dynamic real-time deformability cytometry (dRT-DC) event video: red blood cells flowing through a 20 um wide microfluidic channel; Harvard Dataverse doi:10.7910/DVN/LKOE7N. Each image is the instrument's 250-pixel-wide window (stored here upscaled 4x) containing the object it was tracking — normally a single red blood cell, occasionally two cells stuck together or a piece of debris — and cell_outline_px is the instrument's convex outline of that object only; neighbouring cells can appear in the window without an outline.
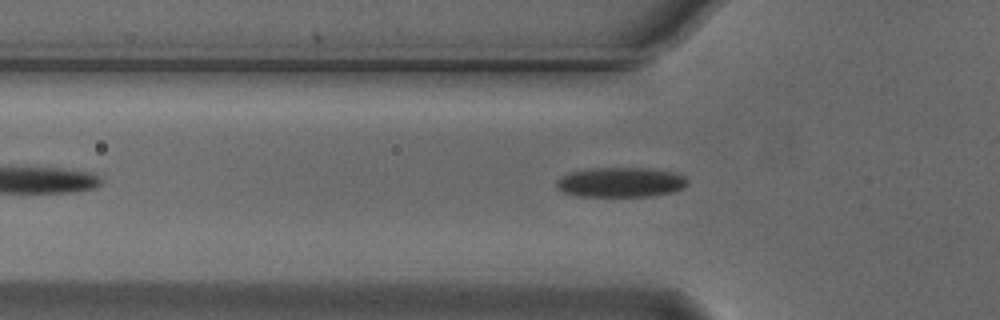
{"species": "Egyptian fruit bat (a non-hibernating species)", "species_latin": "Rousettus aegyptiacus", "temperature_condition": "cold", "stored_images_in_passage": 43, "camera_frame_rate_fps": 3000, "um_per_image_px": 0.085, "animal": {"sex": "male"}, "frame": {"image": 1, "passage_image": 9, "time_ms": 2.667, "image_size_px": [1000, 320], "cell_outline_px": [[688, 184], [684, 188], [672, 192], [652, 196], [576, 196], [564, 192], [556, 188], [556, 180], [560, 176], [568, 172], [588, 168], [652, 168], [676, 172], [684, 176], [688, 180]], "centroid_in_image_um": [52.75, 15.48], "position_along_channel_um": 73.0, "area_um2": 23.18}}
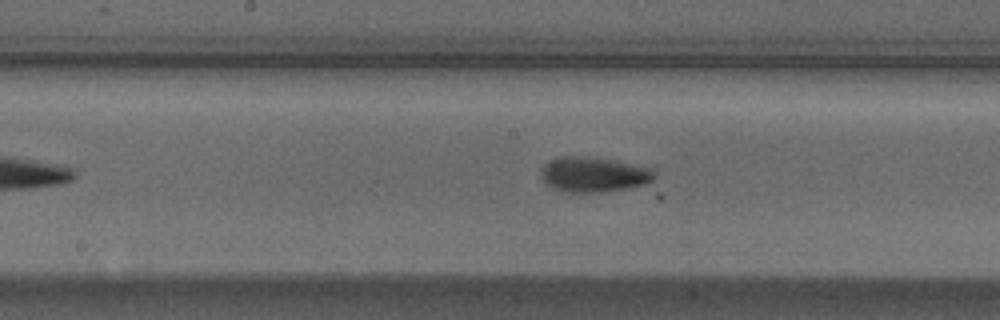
{"frame": {"image": 2, "passage_image": 19, "time_ms": 6.0, "image_size_px": [1000, 320], "cell_outline_px": [[656, 176], [648, 184], [628, 188], [600, 192], [564, 192], [552, 188], [540, 176], [540, 168], [544, 164], [552, 160], [564, 156], [584, 156], [608, 160], [652, 168], [656, 172]], "centroid_in_image_um": [50.46, 14.85], "position_along_channel_um": 197.7, "area_um2": 23.06}}
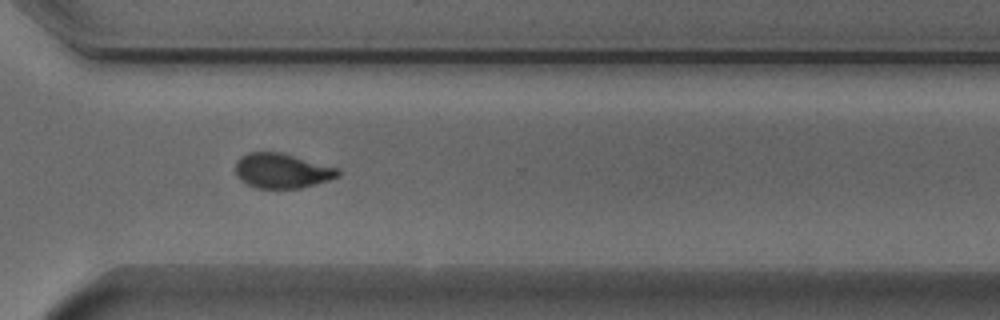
{"frame": {"image": 3, "passage_image": 31, "time_ms": 10.0, "image_size_px": [1000, 320], "cell_outline_px": [[340, 176], [328, 180], [300, 188], [256, 188], [240, 180], [236, 176], [236, 160], [240, 156], [248, 152], [280, 152], [340, 168]], "centroid_in_image_um": [23.96, 14.51], "position_along_channel_um": 346.6, "area_um2": 20.87}, "authors_computed_cell_mechanics": {"area_um2": 21.9062, "velocity_mm_per_s": 3.7338, "shape_relaxation_time_tau1_ms": 3.6896, "shape_relaxation_time_tau2_ms": 3.8785, "deformation_change_tau1": 0.1381, "deformation_change_tau2": 0.0935}}